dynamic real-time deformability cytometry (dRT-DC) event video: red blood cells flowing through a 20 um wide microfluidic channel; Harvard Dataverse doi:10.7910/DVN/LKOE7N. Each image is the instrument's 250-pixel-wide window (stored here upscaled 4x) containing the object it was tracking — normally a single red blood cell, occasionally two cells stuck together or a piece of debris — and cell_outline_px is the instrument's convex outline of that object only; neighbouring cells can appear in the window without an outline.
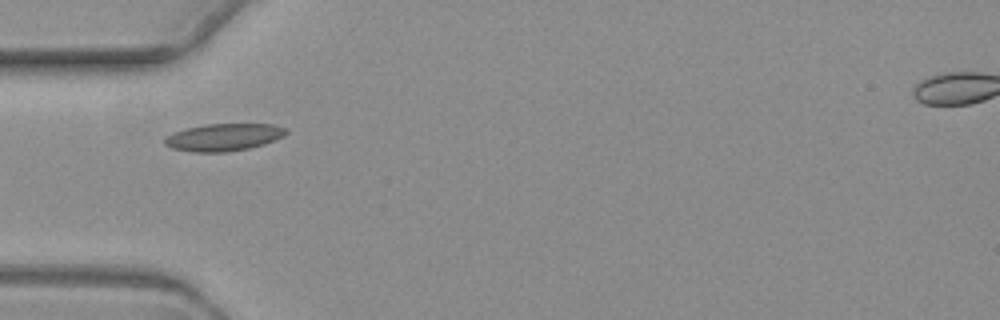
{"species": "common noctule bat (a hibernating species)", "species_latin": "Nyctalus noctula", "temperature_condition": "warm", "stored_images_in_passage": 2, "camera_frame_rate_fps": 3000, "um_per_image_px": 0.085, "animal": {"sex": "female", "body_mass_g": 19.3, "forearm_length_mm": 54.1}, "frame": {"image": 1, "passage_image": 1, "time_ms": 0.0, "image_size_px": [1000, 320], "cell_outline_px": [[288, 132], [284, 136], [264, 144], [248, 148], [228, 152], [192, 152], [172, 148], [164, 144], [164, 136], [172, 132], [204, 124], [272, 124], [284, 128]], "centroid_in_image_um": [18.97, 11.66], "position_along_channel_um": 66.0, "area_um2": 19.36}}